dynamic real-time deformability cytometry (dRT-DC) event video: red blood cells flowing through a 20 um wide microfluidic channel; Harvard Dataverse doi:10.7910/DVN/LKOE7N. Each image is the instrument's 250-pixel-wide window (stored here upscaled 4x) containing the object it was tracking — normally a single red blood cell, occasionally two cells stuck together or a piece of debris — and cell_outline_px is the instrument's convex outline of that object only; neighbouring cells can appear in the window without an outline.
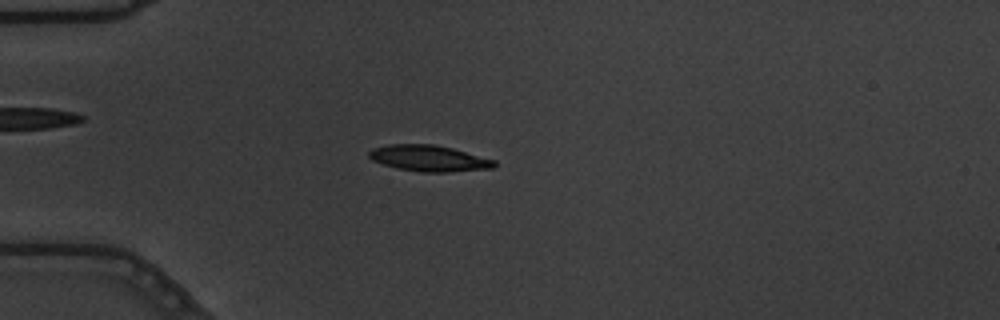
{"species": "common noctule bat (a hibernating species)", "species_latin": "Nyctalus noctula", "temperature_condition": "warm", "stored_images_in_passage": 56, "camera_frame_rate_fps": 3000, "um_per_image_px": 0.085, "animal": {"sex": "male", "body_mass_g": 19.5, "forearm_length_mm": 54.6}, "frame": {"image": 1, "passage_image": 16, "time_ms": 5.0, "image_size_px": [1000, 320], "cell_outline_px": [[496, 164], [492, 168], [448, 172], [420, 172], [396, 168], [372, 160], [368, 156], [368, 152], [372, 148], [388, 144], [432, 144], [452, 148], [496, 160]], "centroid_in_image_um": [36.44, 13.45], "position_along_channel_um": 48.6, "area_um2": 19.07}}
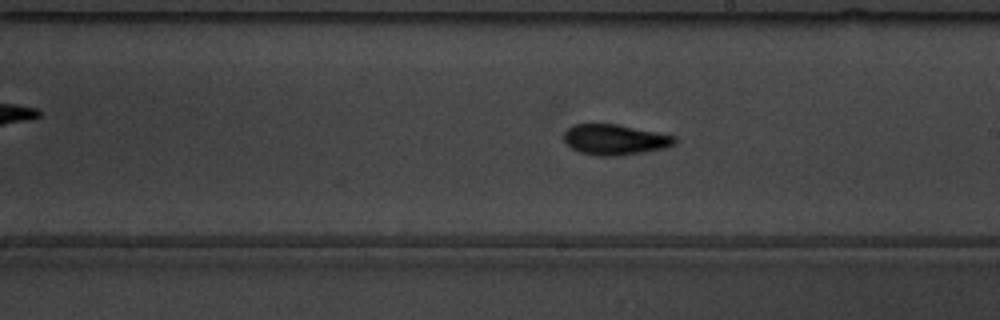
{"frame": {"image": 2, "passage_image": 33, "time_ms": 10.667, "image_size_px": [1000, 320], "cell_outline_px": [[676, 144], [664, 148], [616, 156], [600, 156], [580, 152], [572, 148], [564, 140], [564, 132], [568, 128], [576, 124], [616, 124], [676, 136]], "centroid_in_image_um": [52.26, 11.86], "position_along_channel_um": 236.7, "area_um2": 19.42}}
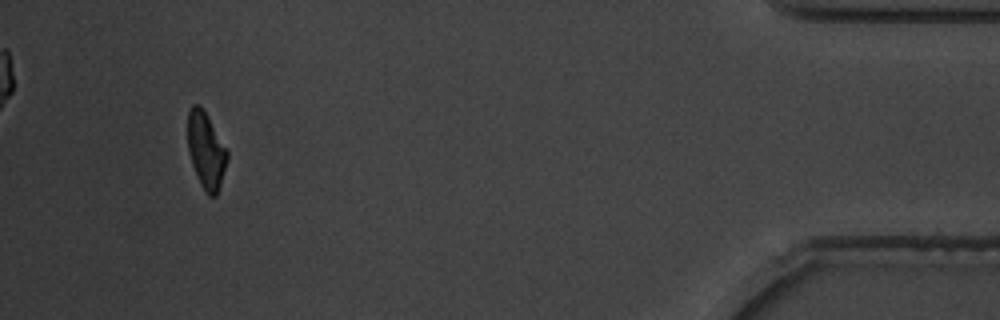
{"frame": {"image": 3, "passage_image": 53, "time_ms": 17.333, "image_size_px": [1000, 320], "cell_outline_px": [[228, 156], [220, 184], [216, 196], [208, 196], [204, 192], [192, 164], [188, 152], [188, 108], [192, 104], [200, 104], [204, 108], [228, 152]], "centroid_in_image_um": [17.49, 12.74], "position_along_channel_um": 417.7, "area_um2": 17.57}, "authors_computed_cell_mechanics": {"area_um2": 18.3226, "velocity_mm_per_s": 3.6632, "shape_relaxation_time_tau1_ms": 3.9725, "shape_relaxation_time_tau2_ms": 4.1081, "deformation_change_tau1": 0.1573, "deformation_change_tau2": 0.1186}}